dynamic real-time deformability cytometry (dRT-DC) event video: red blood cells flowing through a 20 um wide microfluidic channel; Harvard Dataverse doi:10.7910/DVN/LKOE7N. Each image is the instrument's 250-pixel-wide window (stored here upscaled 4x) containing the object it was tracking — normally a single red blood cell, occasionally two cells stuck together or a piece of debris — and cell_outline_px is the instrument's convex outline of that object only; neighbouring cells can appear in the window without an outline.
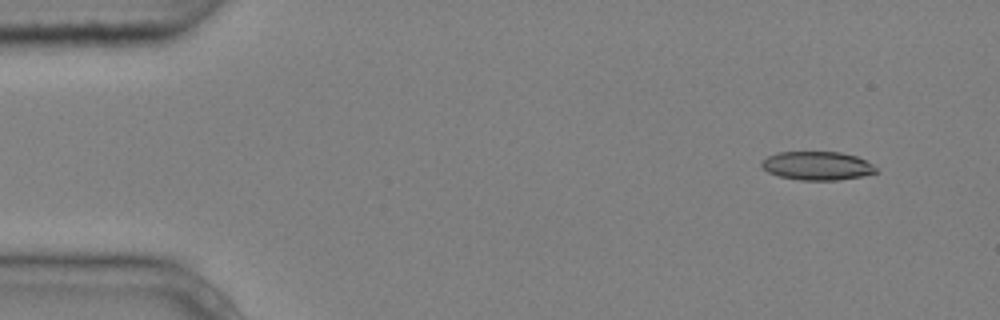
{"species": "common noctule bat (a hibernating species)", "species_latin": "Nyctalus noctula", "temperature_condition": "cold", "stored_images_in_passage": 5, "camera_frame_rate_fps": 3000, "um_per_image_px": 0.085, "animal": {"sex": "male", "body_mass_g": 20.4}, "frame": {"image": 1, "passage_image": 1, "time_ms": 0.0, "image_size_px": [1000, 320], "cell_outline_px": [[880, 172], [860, 176], [836, 180], [800, 180], [780, 176], [768, 172], [760, 164], [768, 156], [776, 152], [840, 152], [856, 156], [872, 164]], "centroid_in_image_um": [69.47, 14.09], "position_along_channel_um": 15.5, "area_um2": 18.9}}